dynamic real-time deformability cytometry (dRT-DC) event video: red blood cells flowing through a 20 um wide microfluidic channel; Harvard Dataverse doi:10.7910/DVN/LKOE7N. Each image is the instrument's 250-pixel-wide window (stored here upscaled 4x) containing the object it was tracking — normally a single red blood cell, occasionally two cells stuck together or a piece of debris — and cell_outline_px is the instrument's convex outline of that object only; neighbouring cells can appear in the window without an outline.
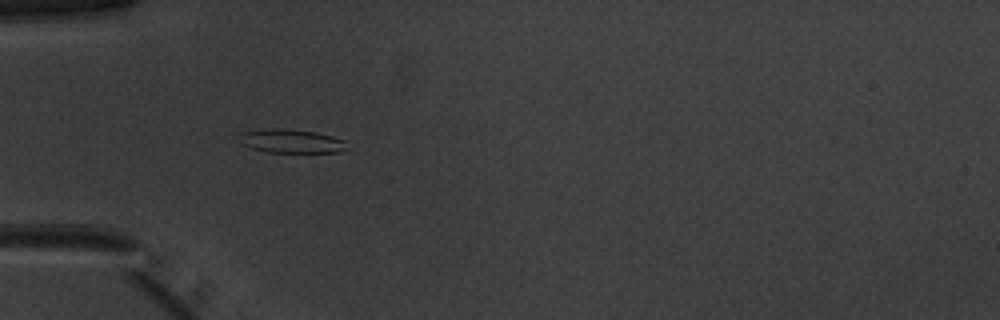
{"species": "common noctule bat (a hibernating species)", "species_latin": "Nyctalus noctula", "temperature_condition": "warm", "stored_images_in_passage": 37, "camera_frame_rate_fps": 3000, "um_per_image_px": 0.085, "animal": {"sex": "male", "body_mass_g": 20.1, "forearm_length_mm": 53.5}, "frame": {"image": 1, "passage_image": 2, "time_ms": 0.333, "image_size_px": [1000, 320], "cell_outline_px": [[344, 148], [340, 152], [268, 152], [252, 148], [240, 144], [240, 132], [272, 128], [280, 128], [316, 132], [332, 136], [344, 140]], "centroid_in_image_um": [24.7, 11.99], "position_along_channel_um": 60.3, "area_um2": 14.68}}
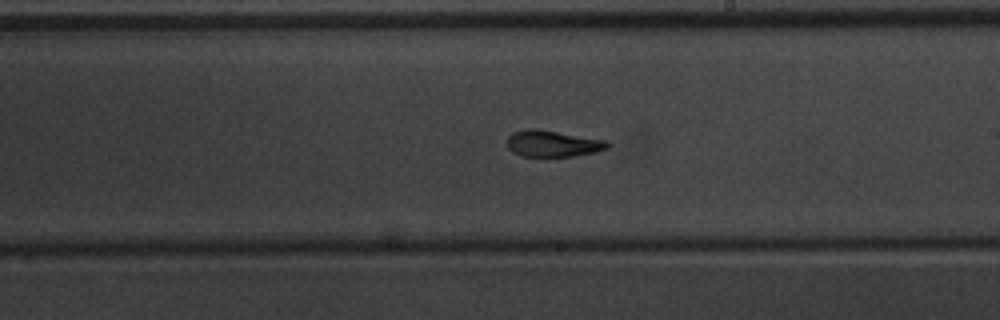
{"frame": {"image": 2, "passage_image": 16, "time_ms": 5.0, "image_size_px": [1000, 320], "cell_outline_px": [[612, 144], [608, 148], [596, 152], [572, 156], [520, 156], [512, 152], [508, 148], [508, 136], [512, 132], [528, 128], [536, 128], [608, 140]], "centroid_in_image_um": [47.01, 12.19], "position_along_channel_um": 242.0, "area_um2": 15.66}}
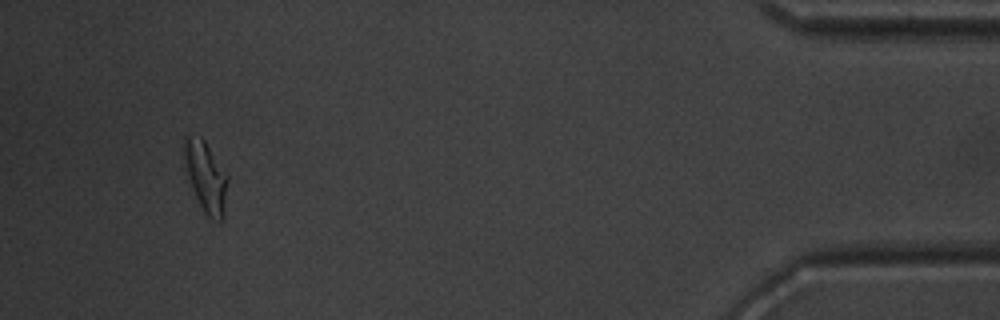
{"frame": {"image": 3, "passage_image": 34, "time_ms": 11.0, "image_size_px": [1000, 320], "cell_outline_px": [[228, 180], [224, 216], [220, 224], [212, 220], [204, 212], [192, 188], [184, 168], [184, 136], [200, 136], [204, 140], [228, 172]], "centroid_in_image_um": [17.52, 15.04], "position_along_channel_um": 417.7, "area_um2": 18.26}, "authors_computed_cell_mechanics": {"area_um2": 15.895, "velocity_mm_per_s": 3.9978, "shape_relaxation_time_tau1_ms": 5.7538, "shape_relaxation_time_tau2_ms": 1.1737, "deformation_change_tau1": 0.2117, "deformation_change_tau2": 0.0899}}